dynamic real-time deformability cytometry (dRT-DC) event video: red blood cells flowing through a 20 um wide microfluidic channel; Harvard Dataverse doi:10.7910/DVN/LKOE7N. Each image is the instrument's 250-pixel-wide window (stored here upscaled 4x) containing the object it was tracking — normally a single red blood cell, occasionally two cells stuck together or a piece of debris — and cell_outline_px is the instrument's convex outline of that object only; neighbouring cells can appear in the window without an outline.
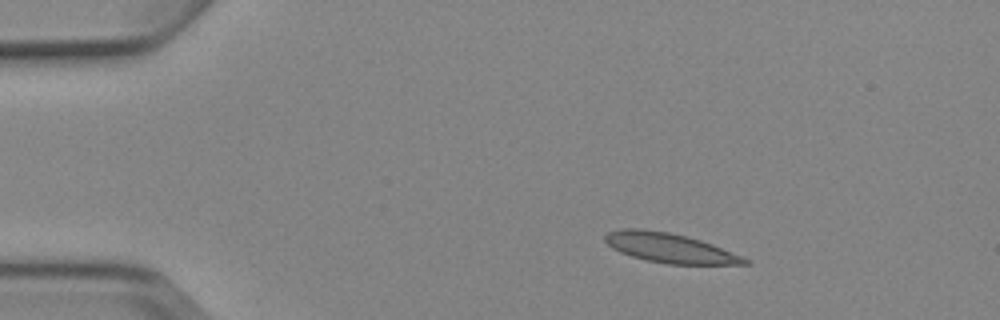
{"species": "Egyptian fruit bat (a non-hibernating species)", "species_latin": "Rousettus aegyptiacus", "temperature_condition": "cold", "stored_images_in_passage": 4, "camera_frame_rate_fps": 3000, "um_per_image_px": 0.085, "animal": {"sex": "female"}, "frame": {"image": 1, "passage_image": 2, "time_ms": 1.333, "image_size_px": [1000, 320], "cell_outline_px": [[752, 264], [668, 264], [648, 260], [632, 256], [620, 252], [612, 248], [604, 240], [604, 236], [608, 232], [624, 228], [640, 228], [668, 232], [688, 236], [712, 244], [744, 256], [752, 260]], "centroid_in_image_um": [56.97, 21.07], "position_along_channel_um": 28.0, "area_um2": 24.1}}
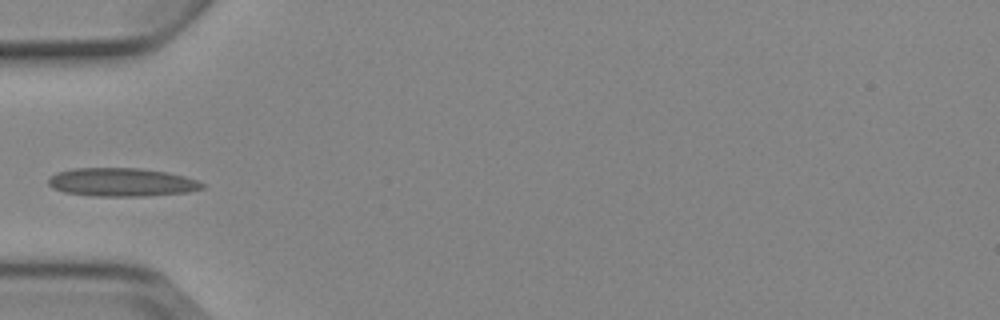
{"frame": {"image": 2, "passage_image": 4, "time_ms": 4.333, "image_size_px": [1000, 320], "cell_outline_px": [[204, 188], [188, 192], [144, 196], [96, 196], [64, 192], [52, 188], [48, 184], [48, 180], [56, 172], [72, 168], [140, 168], [168, 172], [184, 176], [196, 180], [204, 184]], "centroid_in_image_um": [10.33, 15.48], "position_along_channel_um": 74.7, "area_um2": 25.49}}